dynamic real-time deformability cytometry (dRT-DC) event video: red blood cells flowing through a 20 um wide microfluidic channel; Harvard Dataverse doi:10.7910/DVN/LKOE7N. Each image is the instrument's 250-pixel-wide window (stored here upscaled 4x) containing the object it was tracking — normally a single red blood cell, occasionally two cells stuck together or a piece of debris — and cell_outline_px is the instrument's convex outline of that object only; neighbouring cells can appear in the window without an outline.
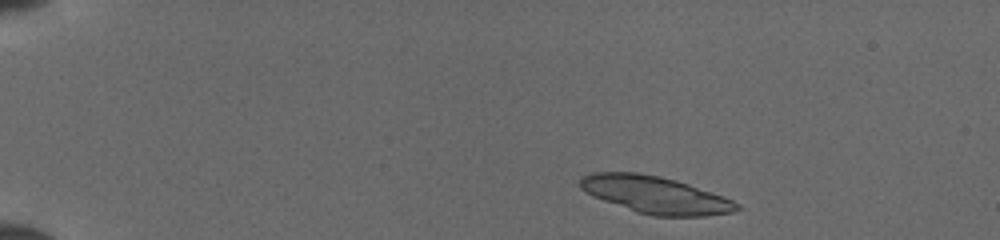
{"species": "common noctule bat (a hibernating species)", "species_latin": "Nyctalus noctula", "temperature_condition": "cold", "stored_images_in_passage": 44, "segment_of_instrument_passage": [1, 2], "camera_frame_rate_fps": 3000, "um_per_image_px": 0.085, "animal": {"sex": "female", "body_mass_g": 19.5, "forearm_length_mm": 54.1}, "frame": {"image": 1, "passage_image": 3, "time_ms": 0.667, "image_size_px": [1000, 240], "cell_outline_px": [[740, 208], [732, 212], [704, 216], [652, 216], [636, 212], [592, 196], [580, 188], [580, 176], [592, 172], [636, 172], [660, 176], [676, 180], [688, 184], [732, 200], [740, 204]], "centroid_in_image_um": [55.66, 16.55], "position_along_channel_um": 29.3, "area_um2": 33.81}}